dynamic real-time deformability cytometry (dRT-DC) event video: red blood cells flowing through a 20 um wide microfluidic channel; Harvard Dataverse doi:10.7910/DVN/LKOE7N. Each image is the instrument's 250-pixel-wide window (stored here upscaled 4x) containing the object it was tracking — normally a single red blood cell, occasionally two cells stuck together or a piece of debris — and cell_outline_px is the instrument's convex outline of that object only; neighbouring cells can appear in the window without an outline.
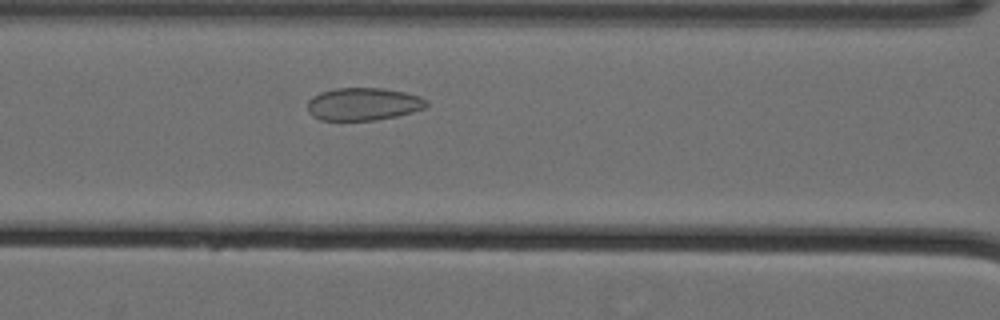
{"species": "Egyptian fruit bat (a non-hibernating species)", "species_latin": "Rousettus aegyptiacus", "temperature_condition": "cold", "stored_images_in_passage": 44, "camera_frame_rate_fps": 3000, "um_per_image_px": 0.085, "animal": {"sex": "female"}, "frame": {"image": 1, "passage_image": 15, "time_ms": 4.667, "image_size_px": [1000, 320], "cell_outline_px": [[428, 104], [424, 108], [412, 112], [396, 116], [376, 120], [320, 120], [312, 116], [308, 112], [308, 100], [312, 96], [320, 92], [336, 88], [384, 88], [404, 92], [420, 96], [428, 100]], "centroid_in_image_um": [30.87, 8.84], "position_along_channel_um": 135.7, "area_um2": 22.77}}
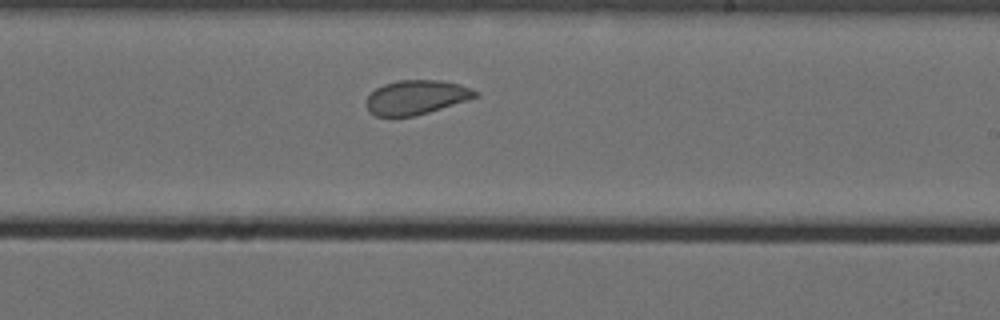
{"frame": {"image": 2, "passage_image": 25, "time_ms": 8.0, "image_size_px": [1000, 320], "cell_outline_px": [[480, 96], [428, 112], [412, 116], [376, 116], [368, 112], [364, 104], [368, 96], [376, 88], [384, 84], [400, 80], [440, 80], [460, 84], [480, 92]], "centroid_in_image_um": [35.37, 8.26], "position_along_channel_um": 253.6, "area_um2": 21.79}}
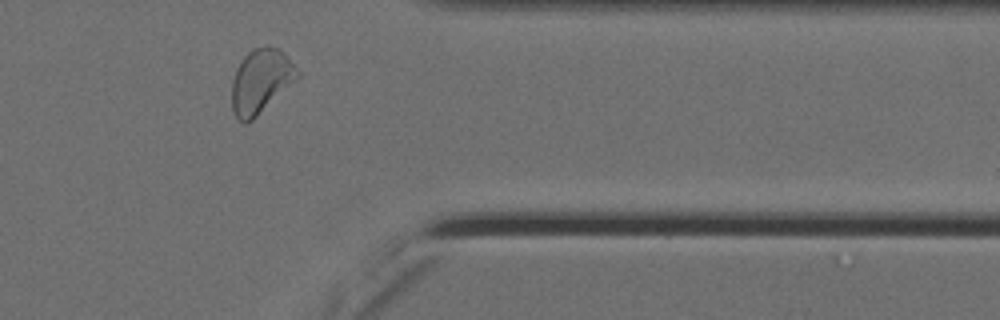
{"frame": {"image": 3, "passage_image": 37, "time_ms": 12.0, "image_size_px": [1000, 320], "cell_outline_px": [[300, 76], [296, 80], [252, 120], [244, 124], [236, 116], [232, 108], [232, 80], [236, 68], [244, 56], [252, 48], [268, 44], [280, 48], [300, 72]], "centroid_in_image_um": [22.17, 6.85], "position_along_channel_um": 389.2, "area_um2": 24.57}, "authors_computed_cell_mechanics": {"area_um2": 23.409, "velocity_mm_per_s": 3.5521, "shape_relaxation_time_tau1_ms": null, "shape_relaxation_time_tau2_ms": 1.8859, "deformation_change_tau1": null, "deformation_change_tau2": 0.0612}}